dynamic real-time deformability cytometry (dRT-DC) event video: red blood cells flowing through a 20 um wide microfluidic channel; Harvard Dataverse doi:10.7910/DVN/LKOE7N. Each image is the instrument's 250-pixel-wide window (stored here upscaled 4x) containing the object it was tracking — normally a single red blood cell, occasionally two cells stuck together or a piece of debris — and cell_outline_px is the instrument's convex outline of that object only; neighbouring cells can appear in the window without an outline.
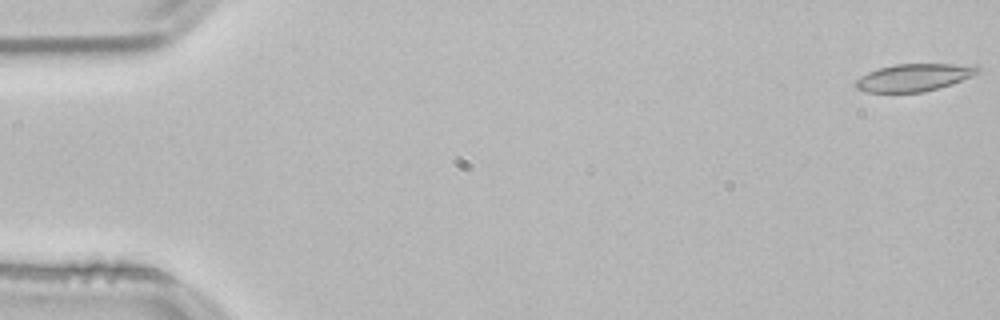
{"species": "common noctule bat (a hibernating species)", "species_latin": "Nyctalus noctula", "temperature_condition": "room temperature", "stored_images_in_passage": 48, "camera_frame_rate_fps": 3000, "um_per_image_px": 0.085, "animal": {"sex": "male", "body_mass_g": 21.5, "forearm_length_mm": 52.0}, "frame": {"image": 1, "passage_image": 1, "time_ms": 0.0, "image_size_px": [1000, 320], "cell_outline_px": [[980, 72], [972, 76], [924, 92], [864, 92], [856, 88], [852, 84], [856, 80], [868, 72], [880, 68], [896, 64], [976, 64], [980, 68]], "centroid_in_image_um": [77.68, 6.58], "position_along_channel_um": 7.3, "area_um2": 19.42}}
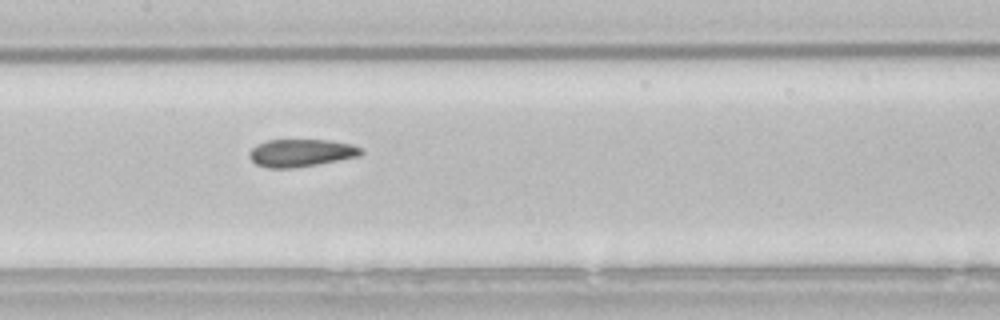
{"frame": {"image": 2, "passage_image": 26, "time_ms": 8.333, "image_size_px": [1000, 320], "cell_outline_px": [[364, 152], [360, 156], [316, 164], [292, 168], [268, 168], [256, 164], [248, 156], [248, 152], [256, 144], [268, 140], [328, 140], [352, 144], [360, 148]], "centroid_in_image_um": [25.56, 12.99], "position_along_channel_um": 181.8, "area_um2": 17.92}}
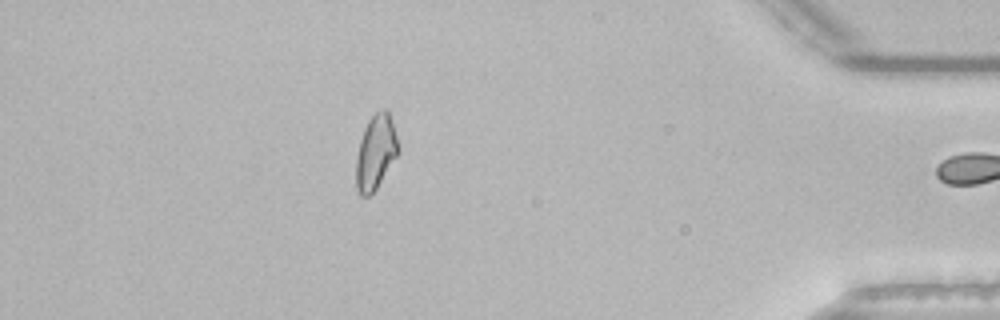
{"frame": {"image": 3, "passage_image": 47, "time_ms": 15.333, "image_size_px": [1000, 320], "cell_outline_px": [[400, 152], [376, 188], [368, 196], [360, 196], [356, 188], [356, 156], [360, 140], [364, 128], [368, 120], [376, 112], [384, 108], [388, 108], [400, 148]], "centroid_in_image_um": [31.94, 12.91], "position_along_channel_um": 403.3, "area_um2": 18.44}, "authors_computed_cell_mechanics": {"area_um2": 18.6116, "velocity_mm_per_s": 3.8311, "shape_relaxation_time_tau1_ms": null, "shape_relaxation_time_tau2_ms": 2.6251, "deformation_change_tau1": null, "deformation_change_tau2": 0.0946}}